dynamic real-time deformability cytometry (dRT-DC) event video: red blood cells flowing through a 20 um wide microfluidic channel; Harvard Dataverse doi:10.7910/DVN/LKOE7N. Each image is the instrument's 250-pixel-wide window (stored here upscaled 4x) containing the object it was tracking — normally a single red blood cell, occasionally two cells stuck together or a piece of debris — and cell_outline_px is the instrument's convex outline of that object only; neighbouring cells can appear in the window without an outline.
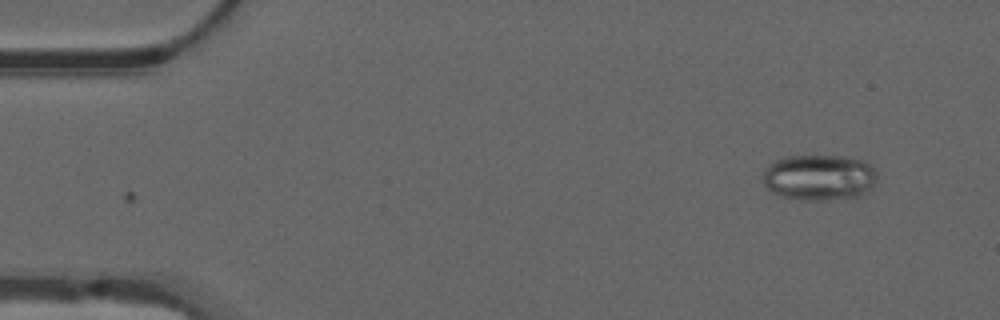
{"species": "common noctule bat (a hibernating species)", "species_latin": "Nyctalus noctula", "temperature_condition": "warm", "stored_images_in_passage": 2, "camera_frame_rate_fps": 3000, "um_per_image_px": 0.085, "animal": {"sex": "male", "forearm_length_mm": 52.5}, "frame": {"image": 1, "passage_image": 1, "time_ms": 0.0, "image_size_px": [1000, 320], "cell_outline_px": [[876, 184], [864, 196], [828, 200], [800, 200], [784, 196], [772, 192], [764, 184], [764, 172], [768, 164], [784, 156], [844, 156], [864, 160], [872, 164], [876, 168]], "centroid_in_image_um": [69.7, 15.08], "position_along_channel_um": 15.3, "area_um2": 31.04}}